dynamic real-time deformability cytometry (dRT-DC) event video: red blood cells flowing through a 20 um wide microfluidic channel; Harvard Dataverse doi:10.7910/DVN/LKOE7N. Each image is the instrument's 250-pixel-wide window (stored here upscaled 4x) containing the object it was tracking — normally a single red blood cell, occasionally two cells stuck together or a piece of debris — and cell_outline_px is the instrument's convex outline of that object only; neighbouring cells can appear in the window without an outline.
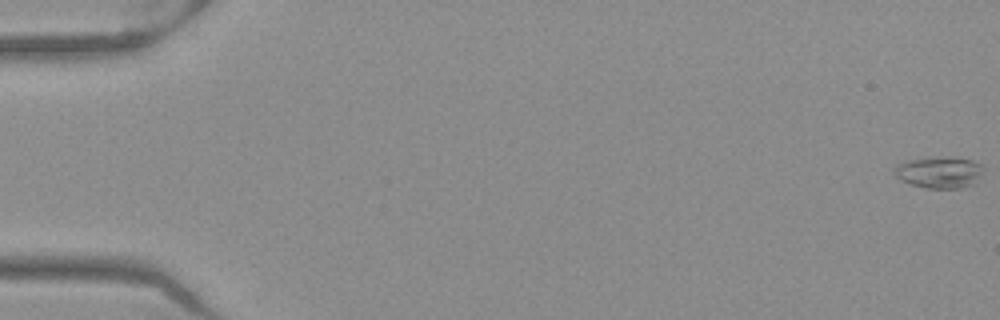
{"species": "Egyptian fruit bat (a non-hibernating species)", "species_latin": "Rousettus aegyptiacus", "temperature_condition": "warm", "stored_images_in_passage": 53, "camera_frame_rate_fps": 3000, "um_per_image_px": 0.085, "frame": {"image": 1, "passage_image": 1, "time_ms": 0.0, "image_size_px": [1000, 320], "cell_outline_px": [[984, 168], [972, 184], [960, 188], [928, 188], [912, 184], [900, 180], [892, 172], [892, 168], [896, 164], [908, 160], [928, 156], [972, 160], [984, 164]], "centroid_in_image_um": [79.77, 14.63], "position_along_channel_um": 5.2, "area_um2": 16.36}}
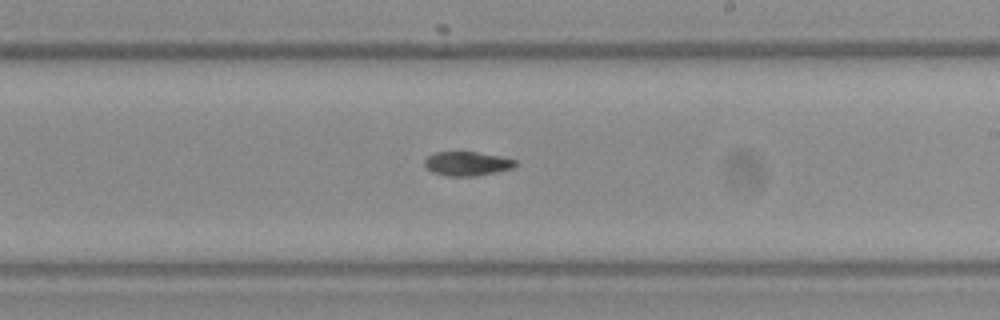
{"frame": {"image": 2, "passage_image": 32, "time_ms": 10.333, "image_size_px": [1000, 320], "cell_outline_px": [[516, 168], [476, 176], [448, 176], [432, 172], [424, 164], [424, 160], [428, 156], [436, 152], [476, 152], [500, 156], [516, 160]], "centroid_in_image_um": [39.73, 13.91], "position_along_channel_um": 249.3, "area_um2": 12.77}}
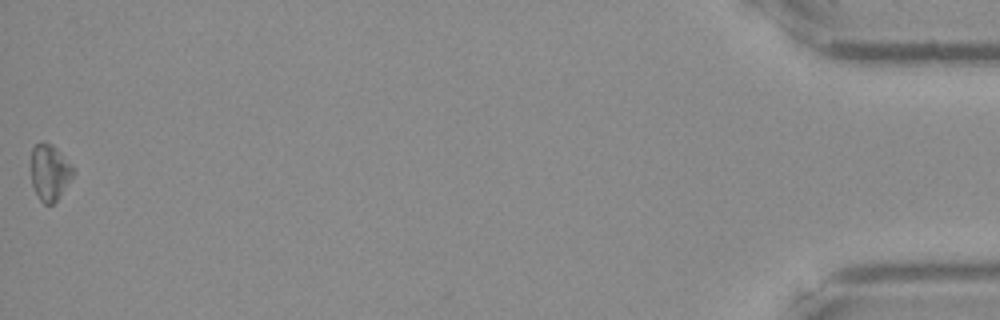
{"frame": {"image": 3, "passage_image": 53, "time_ms": 17.333, "image_size_px": [1000, 320], "cell_outline_px": [[76, 172], [60, 196], [52, 204], [44, 204], [40, 200], [32, 184], [32, 148], [40, 140], [52, 144], [72, 164]], "centroid_in_image_um": [4.25, 14.62], "position_along_channel_um": 430.9, "area_um2": 13.81}, "authors_computed_cell_mechanics": {"area_um2": 13.6408, "velocity_mm_per_s": 3.9748, "shape_relaxation_time_tau1_ms": 2.7438, "shape_relaxation_time_tau2_ms": null, "deformation_change_tau1": 0.1049, "deformation_change_tau2": null}}